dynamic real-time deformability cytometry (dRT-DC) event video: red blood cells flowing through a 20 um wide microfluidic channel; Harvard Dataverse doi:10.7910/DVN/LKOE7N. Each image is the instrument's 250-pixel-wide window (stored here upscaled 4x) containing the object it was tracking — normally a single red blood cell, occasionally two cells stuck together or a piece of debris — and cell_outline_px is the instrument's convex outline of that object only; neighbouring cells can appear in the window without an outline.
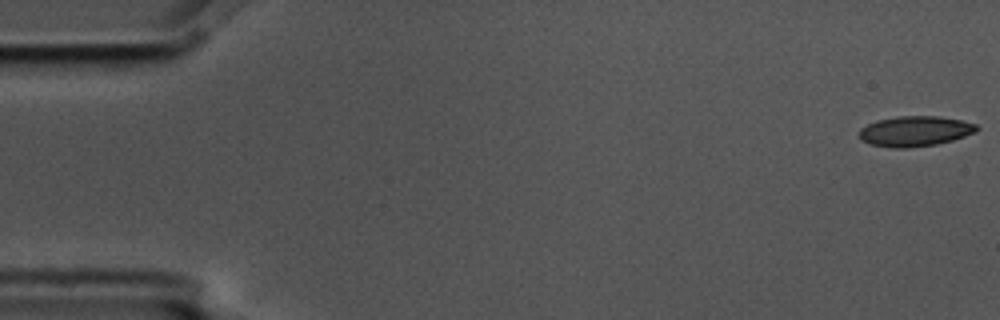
{"species": "common noctule bat (a hibernating species)", "species_latin": "Nyctalus noctula", "temperature_condition": "cold", "stored_images_in_passage": 5, "segment_of_instrument_passage": [2, 2], "camera_frame_rate_fps": 3000, "um_per_image_px": 0.085, "animal": {"sex": "male", "body_mass_g": 17.5, "forearm_length_mm": 52.3}, "frame": {"image": 1, "passage_image": 5, "time_ms": 1.333, "image_size_px": [1000, 320], "cell_outline_px": [[980, 128], [976, 132], [952, 140], [936, 144], [908, 148], [892, 148], [872, 144], [860, 140], [860, 128], [876, 120], [896, 116], [940, 116], [960, 120], [976, 124]], "centroid_in_image_um": [77.77, 11.14], "position_along_channel_um": 7.2, "area_um2": 20.75}}